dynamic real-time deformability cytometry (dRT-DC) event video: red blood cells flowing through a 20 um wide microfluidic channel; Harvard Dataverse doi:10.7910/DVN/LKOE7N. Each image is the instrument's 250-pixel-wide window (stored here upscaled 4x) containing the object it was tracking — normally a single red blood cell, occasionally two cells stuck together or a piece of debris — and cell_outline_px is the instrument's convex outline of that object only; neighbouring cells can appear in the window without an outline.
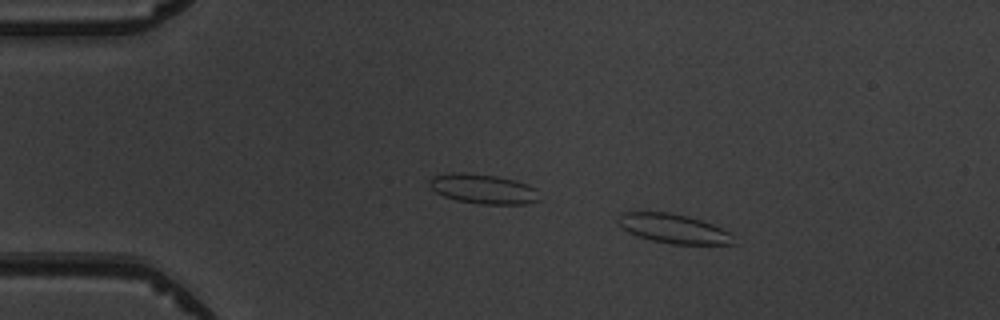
{"species": "common noctule bat (a hibernating species)", "species_latin": "Nyctalus noctula", "temperature_condition": "warm", "stored_images_in_passage": 3, "camera_frame_rate_fps": 3000, "um_per_image_px": 0.085, "animal": {"sex": "male", "body_mass_g": 19.5, "forearm_length_mm": 54.6}, "frame": {"image": 1, "passage_image": 1, "time_ms": 0.0, "image_size_px": [1000, 320], "cell_outline_px": [[732, 244], [672, 244], [652, 240], [636, 236], [620, 228], [616, 220], [624, 212], [672, 212], [688, 216], [712, 224], [728, 232]], "centroid_in_image_um": [57.14, 19.42], "position_along_channel_um": 27.9, "area_um2": 19.42}}
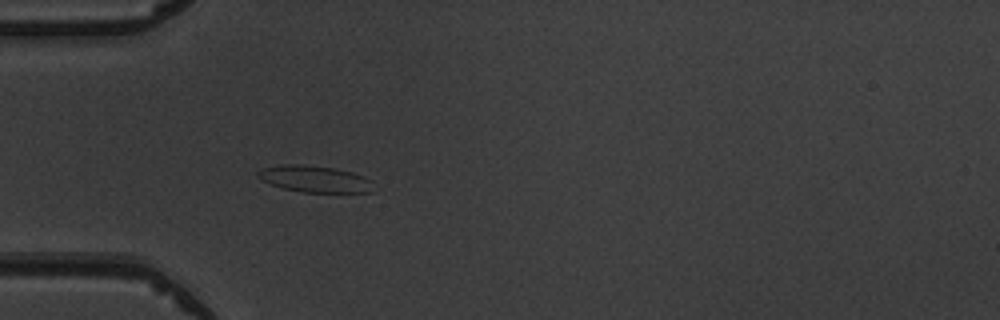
{"frame": {"image": 2, "passage_image": 3, "time_ms": 2.333, "image_size_px": [1000, 320], "cell_outline_px": [[372, 192], [304, 192], [284, 188], [272, 184], [256, 176], [256, 172], [264, 168], [280, 164], [304, 164], [336, 168], [352, 172], [364, 176], [372, 180]], "centroid_in_image_um": [26.77, 15.19], "position_along_channel_um": 58.2, "area_um2": 17.86}}